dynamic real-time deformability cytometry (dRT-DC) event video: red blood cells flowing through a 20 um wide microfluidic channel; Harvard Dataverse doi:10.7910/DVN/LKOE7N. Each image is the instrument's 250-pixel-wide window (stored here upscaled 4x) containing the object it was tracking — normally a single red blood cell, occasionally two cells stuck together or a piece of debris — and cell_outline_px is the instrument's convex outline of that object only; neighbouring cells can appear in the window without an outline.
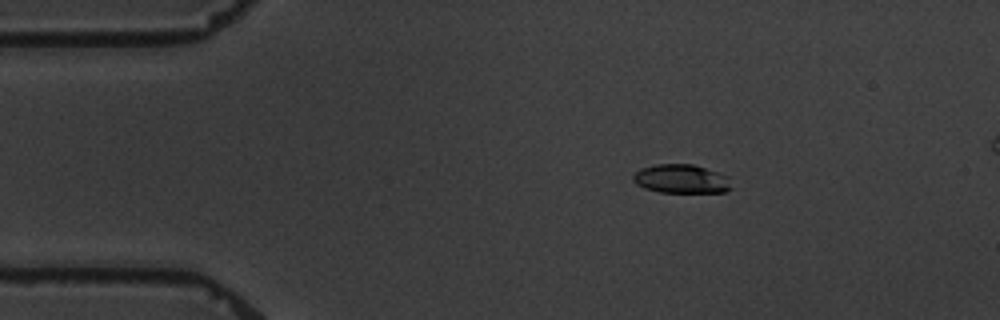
{"species": "common noctule bat (a hibernating species)", "species_latin": "Nyctalus noctula", "temperature_condition": "warm", "stored_images_in_passage": 5, "camera_frame_rate_fps": 3000, "um_per_image_px": 0.085, "animal": {"sex": "male", "body_mass_g": 19.5, "forearm_length_mm": 54.6}, "frame": {"image": 1, "passage_image": 3, "time_ms": 2.333, "image_size_px": [1000, 320], "cell_outline_px": [[732, 188], [724, 192], [660, 192], [644, 188], [636, 184], [632, 180], [632, 176], [640, 168], [656, 164], [692, 164], [728, 176]], "centroid_in_image_um": [57.88, 15.21], "position_along_channel_um": 27.1, "area_um2": 16.47}}